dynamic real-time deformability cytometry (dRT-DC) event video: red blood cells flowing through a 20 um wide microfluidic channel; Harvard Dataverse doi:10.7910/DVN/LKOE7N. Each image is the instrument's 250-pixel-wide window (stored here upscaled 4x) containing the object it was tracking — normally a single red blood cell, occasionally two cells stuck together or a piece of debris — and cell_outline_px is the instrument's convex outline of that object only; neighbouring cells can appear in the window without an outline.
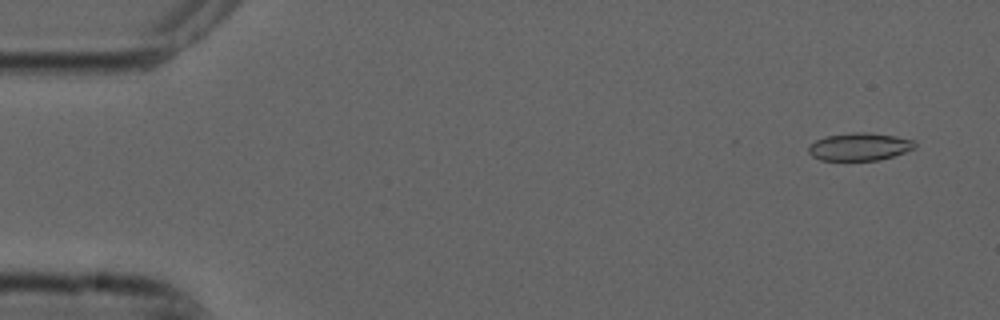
{"species": "common noctule bat (a hibernating species)", "species_latin": "Nyctalus noctula", "temperature_condition": "cold", "stored_images_in_passage": 16, "camera_frame_rate_fps": 3000, "um_per_image_px": 0.085, "animal": {"sex": "male", "forearm_length_mm": 52.5}, "frame": {"image": 1, "passage_image": 3, "time_ms": 0.667, "image_size_px": [1000, 320], "cell_outline_px": [[916, 144], [912, 148], [904, 152], [880, 160], [820, 160], [812, 156], [808, 152], [808, 148], [816, 140], [828, 136], [852, 132], [868, 132], [896, 136], [912, 140]], "centroid_in_image_um": [73.04, 12.47], "position_along_channel_um": 12.0, "area_um2": 16.94}}
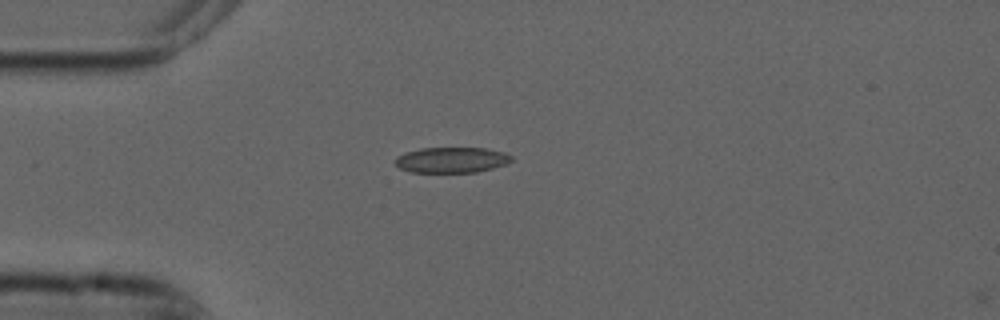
{"frame": {"image": 2, "passage_image": 14, "time_ms": 4.333, "image_size_px": [1000, 320], "cell_outline_px": [[512, 160], [504, 164], [492, 168], [476, 172], [412, 172], [400, 168], [396, 164], [396, 156], [404, 152], [420, 148], [488, 148], [504, 152], [512, 156]], "centroid_in_image_um": [38.37, 13.58], "position_along_channel_um": 46.6, "area_um2": 17.28}}